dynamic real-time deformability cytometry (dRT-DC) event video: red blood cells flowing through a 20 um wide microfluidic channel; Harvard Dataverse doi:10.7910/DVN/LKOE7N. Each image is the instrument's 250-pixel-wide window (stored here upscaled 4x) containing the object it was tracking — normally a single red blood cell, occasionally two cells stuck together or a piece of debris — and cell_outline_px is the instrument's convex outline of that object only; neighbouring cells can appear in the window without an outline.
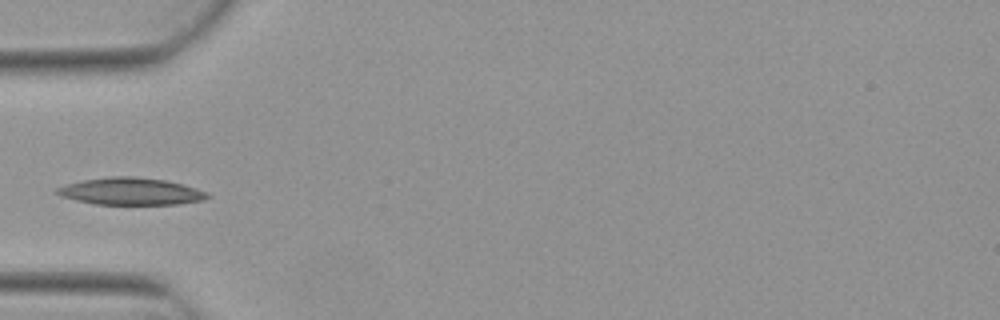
{"species": "Egyptian fruit bat (a non-hibernating species)", "species_latin": "Rousettus aegyptiacus", "temperature_condition": "warm", "stored_images_in_passage": 2, "camera_frame_rate_fps": 3000, "um_per_image_px": 0.085, "animal": {"sex": "female"}, "frame": {"image": 1, "passage_image": 1, "time_ms": 0.0, "image_size_px": [1000, 320], "cell_outline_px": [[212, 196], [204, 200], [180, 204], [96, 204], [76, 200], [60, 196], [52, 192], [56, 188], [68, 184], [84, 180], [112, 176], [132, 176], [164, 180], [184, 184], [208, 192]], "centroid_in_image_um": [11.14, 16.27], "position_along_channel_um": 73.9, "area_um2": 23.81}}
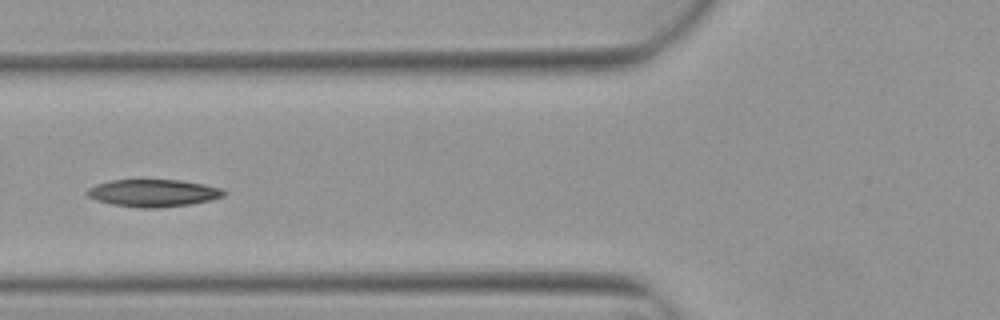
{"frame": {"image": 2, "passage_image": 2, "time_ms": 0.333, "image_size_px": [1000, 320], "cell_outline_px": [[228, 192], [224, 196], [212, 200], [192, 204], [156, 208], [136, 208], [112, 204], [96, 200], [88, 196], [84, 192], [88, 188], [96, 184], [112, 180], [180, 180], [204, 184], [220, 188]], "centroid_in_image_um": [13.03, 16.41], "position_along_channel_um": 112.8, "area_um2": 21.96}}